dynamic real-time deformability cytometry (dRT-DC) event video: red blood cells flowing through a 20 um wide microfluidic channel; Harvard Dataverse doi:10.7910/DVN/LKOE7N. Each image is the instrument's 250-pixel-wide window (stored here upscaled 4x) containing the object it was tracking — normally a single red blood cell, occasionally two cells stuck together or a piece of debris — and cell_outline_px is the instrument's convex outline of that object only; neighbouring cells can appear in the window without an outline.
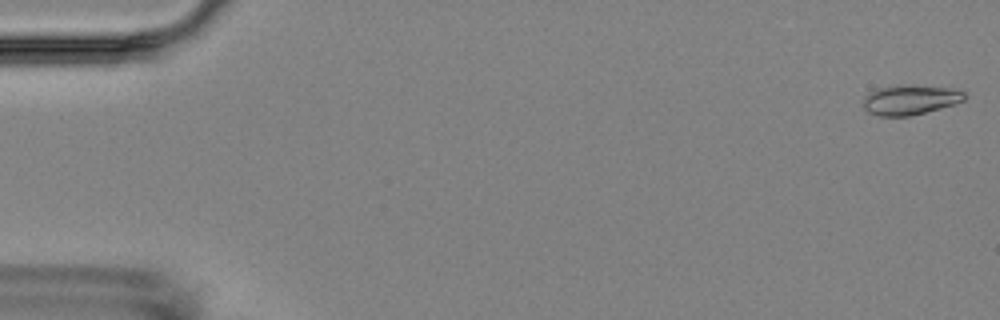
{"species": "Egyptian fruit bat (a non-hibernating species)", "species_latin": "Rousettus aegyptiacus", "temperature_condition": "room temperature", "stored_images_in_passage": 6, "camera_frame_rate_fps": 3000, "um_per_image_px": 0.085, "animal": {"sex": "female"}, "frame": {"image": 1, "passage_image": 1, "time_ms": 0.0, "image_size_px": [1000, 320], "cell_outline_px": [[964, 100], [956, 104], [912, 116], [880, 116], [868, 112], [864, 108], [864, 96], [880, 88], [900, 84], [912, 84], [956, 88], [964, 92]], "centroid_in_image_um": [77.41, 8.47], "position_along_channel_um": 7.6, "area_um2": 17.86}}
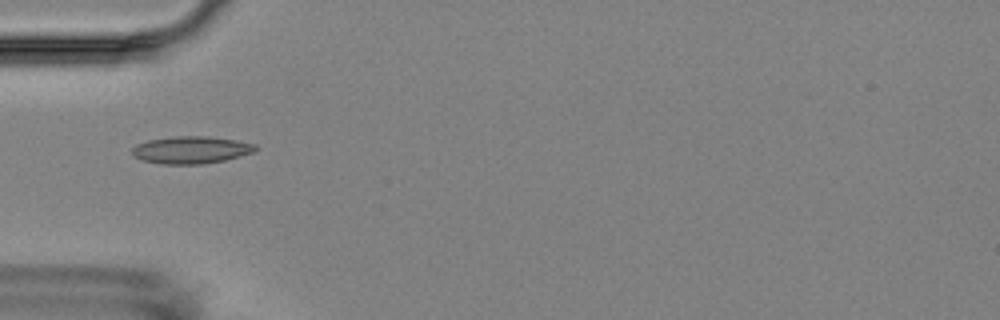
{"frame": {"image": 2, "passage_image": 5, "time_ms": 5.667, "image_size_px": [1000, 320], "cell_outline_px": [[256, 152], [224, 160], [200, 164], [160, 164], [140, 160], [132, 156], [132, 148], [136, 144], [148, 140], [172, 136], [208, 136], [236, 140], [256, 144]], "centroid_in_image_um": [16.21, 12.74], "position_along_channel_um": 68.8, "area_um2": 19.83}}